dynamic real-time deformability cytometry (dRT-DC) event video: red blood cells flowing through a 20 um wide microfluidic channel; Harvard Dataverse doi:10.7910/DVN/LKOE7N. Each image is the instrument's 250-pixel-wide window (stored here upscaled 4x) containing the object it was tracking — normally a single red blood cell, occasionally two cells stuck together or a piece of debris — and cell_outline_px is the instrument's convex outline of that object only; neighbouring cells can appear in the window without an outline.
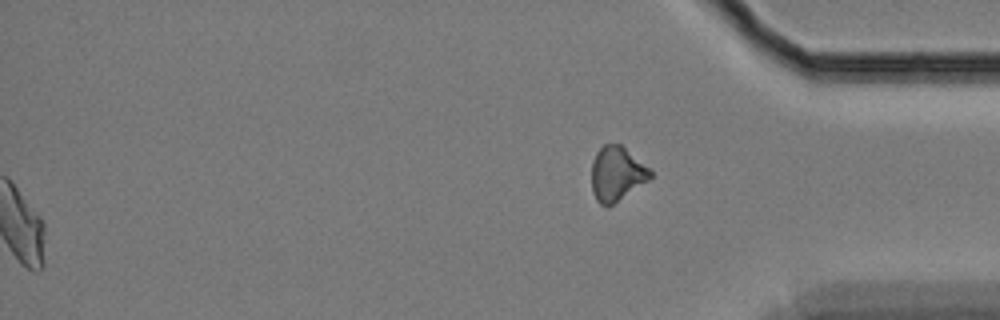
{"species": "Egyptian fruit bat (a non-hibernating species)", "species_latin": "Rousettus aegyptiacus", "temperature_condition": "cold", "stored_images_in_passage": 60, "segment_of_instrument_passage": [2, 2], "camera_frame_rate_fps": 3000, "um_per_image_px": 0.085, "animal": {"sex": "female"}, "frame": {"image": 1, "passage_image": 60, "time_ms": 19.667, "image_size_px": [1000, 320], "cell_outline_px": [[652, 176], [648, 180], [608, 208], [600, 204], [596, 200], [592, 192], [592, 160], [596, 152], [604, 144], [620, 144], [652, 168]], "centroid_in_image_um": [52.43, 14.77], "position_along_channel_um": 382.8, "area_um2": 18.84}}